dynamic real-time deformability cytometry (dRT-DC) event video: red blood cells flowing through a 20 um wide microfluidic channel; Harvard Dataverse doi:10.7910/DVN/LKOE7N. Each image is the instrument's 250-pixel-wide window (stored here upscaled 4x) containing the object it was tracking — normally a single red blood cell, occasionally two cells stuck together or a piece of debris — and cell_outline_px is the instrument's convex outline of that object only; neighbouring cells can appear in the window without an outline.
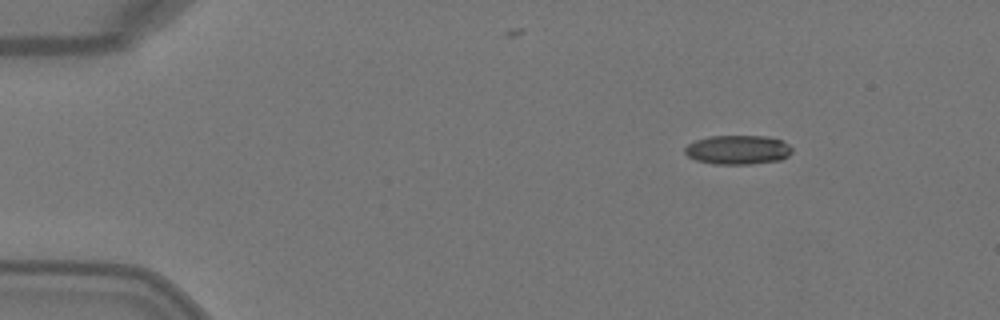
{"species": "Egyptian fruit bat (a non-hibernating species)", "species_latin": "Rousettus aegyptiacus", "temperature_condition": "warm", "stored_images_in_passage": 3, "camera_frame_rate_fps": 3000, "um_per_image_px": 0.085, "animal": {"sex": "female"}, "frame": {"image": 1, "passage_image": 1, "time_ms": 0.0, "image_size_px": [1000, 320], "cell_outline_px": [[792, 152], [788, 156], [780, 160], [752, 164], [712, 164], [696, 160], [688, 156], [684, 152], [684, 148], [688, 144], [696, 140], [708, 136], [768, 136], [780, 140], [788, 144], [792, 148]], "centroid_in_image_um": [62.71, 12.73], "position_along_channel_um": 22.3, "area_um2": 18.32}}